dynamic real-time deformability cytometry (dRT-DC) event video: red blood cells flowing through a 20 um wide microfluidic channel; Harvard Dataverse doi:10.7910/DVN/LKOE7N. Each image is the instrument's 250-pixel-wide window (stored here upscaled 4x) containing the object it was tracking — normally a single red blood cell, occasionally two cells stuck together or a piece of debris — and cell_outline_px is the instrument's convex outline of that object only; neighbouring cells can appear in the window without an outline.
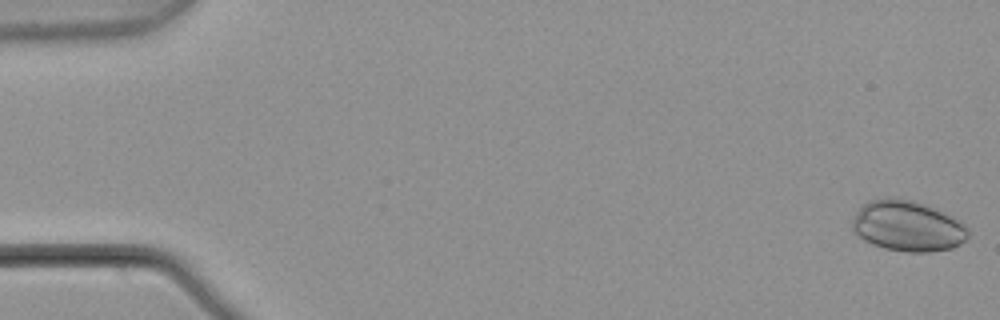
{"species": "common noctule bat (a hibernating species)", "species_latin": "Nyctalus noctula", "temperature_condition": "warm", "stored_images_in_passage": 5, "camera_frame_rate_fps": 3000, "um_per_image_px": 0.085, "animal": {"sex": "male", "body_mass_g": 21.5, "forearm_length_mm": 52.0}, "frame": {"image": 1, "passage_image": 1, "time_ms": 0.0, "image_size_px": [1000, 320], "cell_outline_px": [[968, 236], [960, 244], [952, 248], [928, 252], [908, 252], [884, 248], [872, 244], [864, 240], [852, 228], [852, 220], [860, 204], [868, 200], [888, 196], [896, 196], [924, 204], [936, 208], [960, 220], [968, 232]], "centroid_in_image_um": [77.11, 19.18], "position_along_channel_um": 7.9, "area_um2": 34.45}}